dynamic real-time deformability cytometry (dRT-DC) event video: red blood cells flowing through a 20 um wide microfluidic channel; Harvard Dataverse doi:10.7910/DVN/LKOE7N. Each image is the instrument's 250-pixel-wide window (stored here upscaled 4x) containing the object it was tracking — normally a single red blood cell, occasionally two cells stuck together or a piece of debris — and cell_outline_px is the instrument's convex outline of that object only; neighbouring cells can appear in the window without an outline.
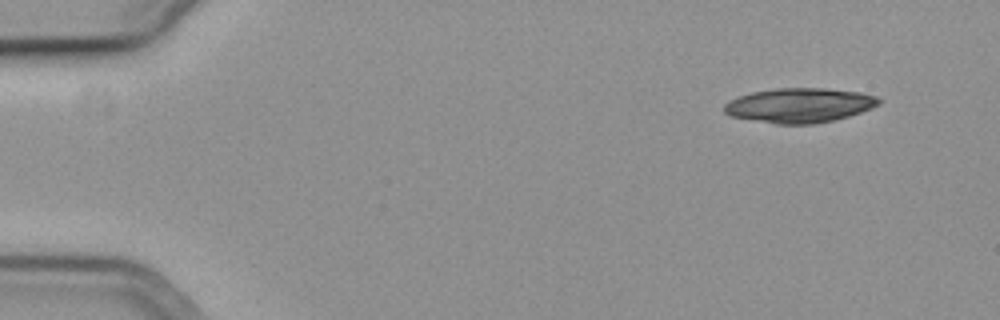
{"species": "common noctule bat (a hibernating species)", "species_latin": "Nyctalus noctula", "temperature_condition": "cold", "stored_images_in_passage": 23, "camera_frame_rate_fps": 3000, "um_per_image_px": 0.085, "animal": {"sex": "female", "body_mass_g": 19.3, "forearm_length_mm": 54.1}, "frame": {"image": 1, "passage_image": 1, "time_ms": 0.0, "image_size_px": [1000, 320], "cell_outline_px": [[880, 104], [872, 108], [848, 116], [832, 120], [812, 124], [776, 124], [728, 116], [724, 112], [724, 104], [728, 100], [752, 92], [776, 88], [824, 88], [860, 92], [876, 96], [880, 100]], "centroid_in_image_um": [67.92, 8.95], "position_along_channel_um": 17.1, "area_um2": 31.15}}